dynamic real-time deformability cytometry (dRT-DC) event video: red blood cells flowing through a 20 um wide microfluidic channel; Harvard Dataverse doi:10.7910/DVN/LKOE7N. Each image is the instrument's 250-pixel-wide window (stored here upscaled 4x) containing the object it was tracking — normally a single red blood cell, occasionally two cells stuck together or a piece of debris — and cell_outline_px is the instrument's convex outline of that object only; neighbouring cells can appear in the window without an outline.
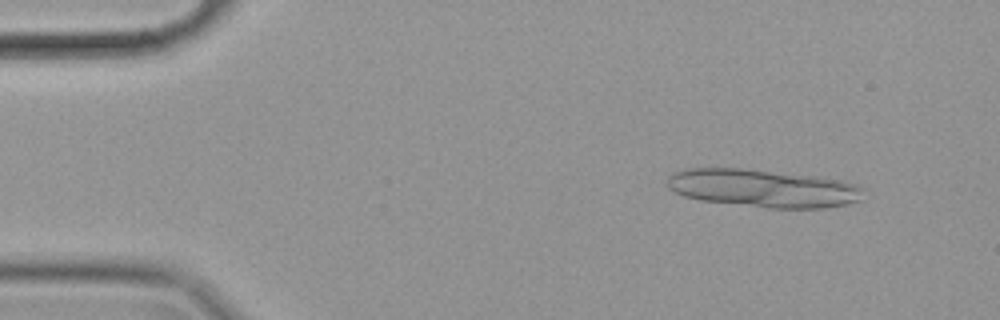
{"species": "common noctule bat (a hibernating species)", "species_latin": "Nyctalus noctula", "temperature_condition": "cold", "stored_images_in_passage": 13, "camera_frame_rate_fps": 3000, "um_per_image_px": 0.085, "animal": {"sex": "female", "body_mass_g": 19.9}, "frame": {"image": 1, "passage_image": 4, "time_ms": 1.0, "image_size_px": [1000, 320], "cell_outline_px": [[864, 200], [848, 204], [824, 208], [768, 208], [700, 200], [684, 196], [668, 188], [668, 176], [672, 172], [684, 168], [744, 168], [816, 176], [844, 180], [856, 184], [864, 188]], "centroid_in_image_um": [64.91, 16.0], "position_along_channel_um": 20.1, "area_um2": 43.93}}